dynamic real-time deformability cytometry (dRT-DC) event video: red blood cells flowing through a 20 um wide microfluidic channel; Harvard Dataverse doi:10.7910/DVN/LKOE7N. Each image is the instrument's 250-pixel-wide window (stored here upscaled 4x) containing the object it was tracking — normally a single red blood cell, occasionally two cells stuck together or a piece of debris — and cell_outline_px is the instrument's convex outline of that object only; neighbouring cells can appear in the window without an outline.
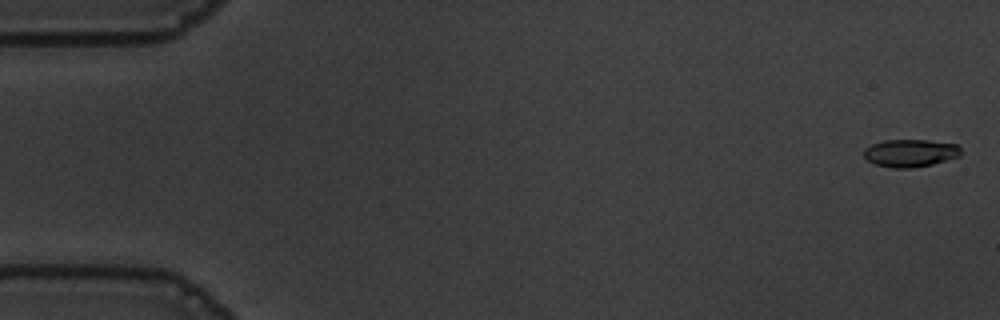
{"species": "common noctule bat (a hibernating species)", "species_latin": "Nyctalus noctula", "temperature_condition": "warm", "stored_images_in_passage": 52, "camera_frame_rate_fps": 3000, "um_per_image_px": 0.085, "animal": {"sex": "male", "body_mass_g": 19.5, "forearm_length_mm": 54.6}, "frame": {"image": 1, "passage_image": 1, "time_ms": 0.0, "image_size_px": [1000, 320], "cell_outline_px": [[960, 156], [932, 164], [912, 168], [892, 168], [876, 164], [868, 160], [864, 156], [864, 148], [872, 144], [884, 140], [928, 140], [956, 144], [960, 148]], "centroid_in_image_um": [77.36, 13.0], "position_along_channel_um": 7.6, "area_um2": 15.55}}
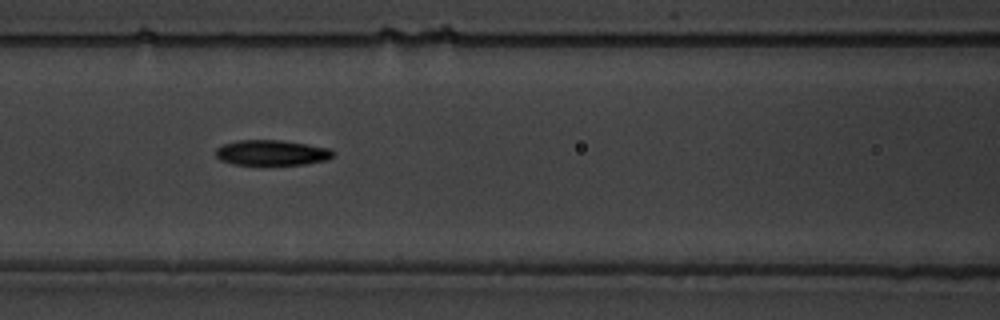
{"frame": {"image": 2, "passage_image": 24, "time_ms": 7.667, "image_size_px": [1000, 320], "cell_outline_px": [[332, 156], [328, 160], [304, 164], [232, 164], [220, 160], [216, 156], [216, 148], [224, 144], [236, 140], [280, 140], [328, 148], [332, 152]], "centroid_in_image_um": [23.04, 12.98], "position_along_channel_um": 143.6, "area_um2": 17.05}}
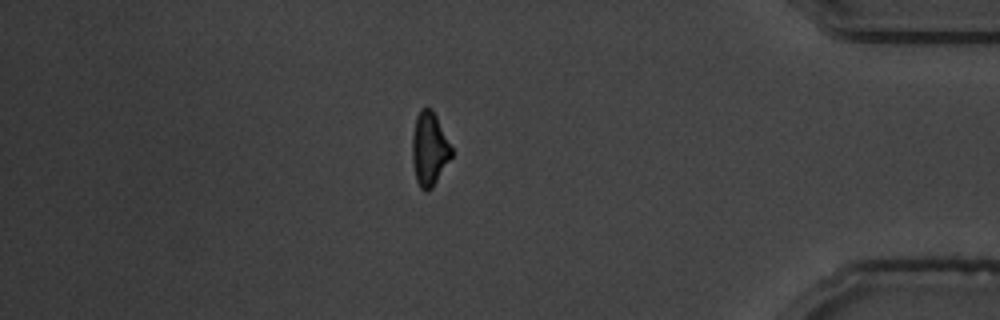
{"frame": {"image": 3, "passage_image": 48, "time_ms": 15.667, "image_size_px": [1000, 320], "cell_outline_px": [[452, 156], [432, 188], [428, 192], [424, 192], [420, 188], [416, 180], [412, 160], [412, 136], [416, 116], [420, 108], [432, 108], [452, 148]], "centroid_in_image_um": [36.48, 12.68], "position_along_channel_um": 398.7, "area_um2": 16.88}, "authors_computed_cell_mechanics": {"area_um2": 17.0221, "velocity_mm_per_s": 3.6307, "shape_relaxation_time_tau1_ms": 3.9878, "shape_relaxation_time_tau2_ms": 9.7903, "deformation_change_tau1": 0.1657, "deformation_change_tau2": 0.2062}}